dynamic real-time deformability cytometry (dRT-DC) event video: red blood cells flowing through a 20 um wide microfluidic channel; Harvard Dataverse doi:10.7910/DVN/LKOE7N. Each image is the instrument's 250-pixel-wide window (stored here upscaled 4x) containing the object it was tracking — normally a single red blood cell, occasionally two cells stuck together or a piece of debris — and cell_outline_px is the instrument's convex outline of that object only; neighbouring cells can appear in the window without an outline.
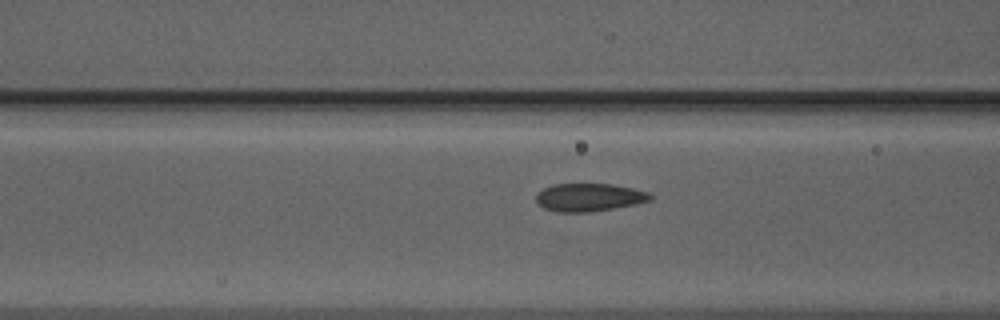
{"species": "Egyptian fruit bat (a non-hibernating species)", "species_latin": "Rousettus aegyptiacus", "temperature_condition": "warm", "stored_images_in_passage": 6, "camera_frame_rate_fps": 3000, "um_per_image_px": 0.085, "animal": {"sex": "male"}, "frame": {"image": 1, "passage_image": 4, "time_ms": 1.0, "image_size_px": [1000, 320], "cell_outline_px": [[652, 200], [612, 208], [588, 212], [556, 212], [544, 208], [536, 200], [536, 196], [544, 188], [552, 184], [612, 184], [632, 188], [648, 192], [652, 196]], "centroid_in_image_um": [50.06, 16.77], "position_along_channel_um": 116.5, "area_um2": 18.32}}